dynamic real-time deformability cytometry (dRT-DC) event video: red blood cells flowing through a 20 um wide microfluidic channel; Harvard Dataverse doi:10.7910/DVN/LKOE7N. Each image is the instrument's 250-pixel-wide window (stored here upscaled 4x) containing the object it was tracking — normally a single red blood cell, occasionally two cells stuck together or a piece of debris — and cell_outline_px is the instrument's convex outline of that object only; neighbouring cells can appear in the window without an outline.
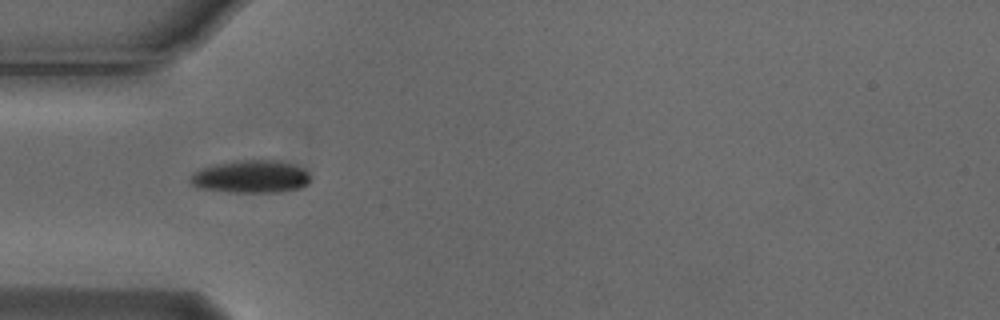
{"species": "Egyptian fruit bat (a non-hibernating species)", "species_latin": "Rousettus aegyptiacus", "temperature_condition": "cold", "stored_images_in_passage": 38, "camera_frame_rate_fps": 3000, "um_per_image_px": 0.085, "animal": {"sex": "male"}, "frame": {"image": 1, "passage_image": 1, "time_ms": 0.0, "image_size_px": [1000, 320], "cell_outline_px": [[312, 176], [308, 184], [300, 188], [280, 192], [228, 192], [196, 188], [188, 180], [188, 176], [192, 172], [212, 164], [244, 160], [276, 160], [292, 164], [304, 168]], "centroid_in_image_um": [21.3, 15.02], "position_along_channel_um": 63.7, "area_um2": 23.29}}
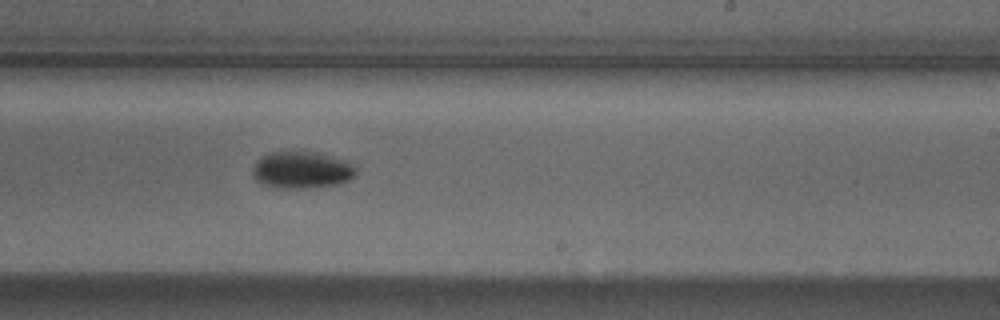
{"frame": {"image": 2, "passage_image": 17, "time_ms": 5.333, "image_size_px": [1000, 320], "cell_outline_px": [[356, 172], [348, 180], [336, 184], [308, 188], [276, 188], [260, 184], [252, 176], [252, 168], [256, 160], [260, 156], [268, 152], [316, 152], [344, 160], [356, 168]], "centroid_in_image_um": [25.56, 14.45], "position_along_channel_um": 263.4, "area_um2": 22.25}}
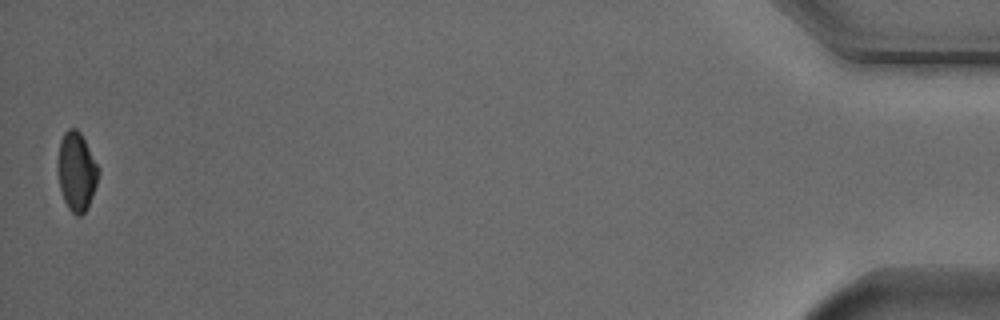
{"frame": {"image": 3, "passage_image": 38, "time_ms": 12.333, "image_size_px": [1000, 320], "cell_outline_px": [[100, 172], [88, 208], [80, 216], [76, 216], [68, 208], [64, 200], [60, 188], [56, 172], [56, 164], [60, 140], [64, 132], [68, 128], [76, 128], [80, 132], [100, 168]], "centroid_in_image_um": [6.49, 14.57], "position_along_channel_um": 428.7, "area_um2": 19.02}, "authors_computed_cell_mechanics": {"area_um2": 21.1837, "velocity_mm_per_s": 3.769, "shape_relaxation_time_tau1_ms": 2.9088, "shape_relaxation_time_tau2_ms": null, "deformation_change_tau1": 0.1247, "deformation_change_tau2": null}}